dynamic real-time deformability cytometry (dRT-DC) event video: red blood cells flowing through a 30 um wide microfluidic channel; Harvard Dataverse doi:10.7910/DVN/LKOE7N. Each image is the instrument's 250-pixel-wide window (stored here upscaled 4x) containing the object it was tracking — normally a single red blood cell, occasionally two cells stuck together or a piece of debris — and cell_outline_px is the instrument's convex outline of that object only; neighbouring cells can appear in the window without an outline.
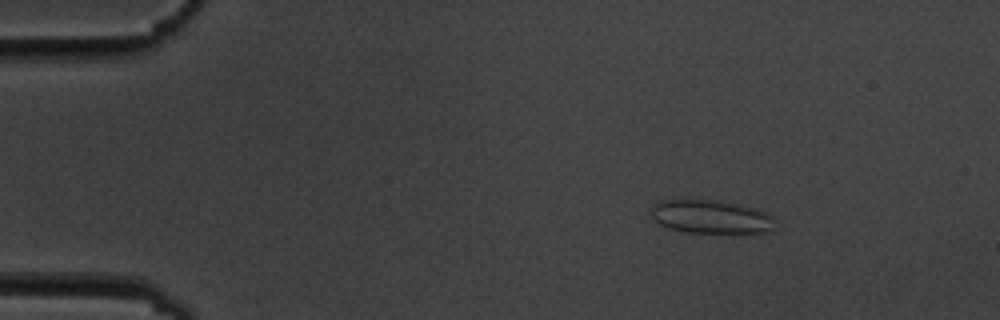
{"species": "common noctule bat (a hibernating species)", "species_latin": "Nyctalus noctula", "temperature_condition": "cold", "stored_images_in_passage": 5, "camera_frame_rate_fps": 3000, "um_per_image_px": 0.085, "animal": {"sex": "male", "body_mass_g": 19.5, "forearm_length_mm": 54.6}, "frame": {"image": 1, "passage_image": 2, "time_ms": 1.0, "image_size_px": [1000, 320], "cell_outline_px": [[772, 228], [764, 232], [684, 232], [668, 228], [660, 224], [652, 216], [652, 208], [660, 200], [716, 200], [736, 204], [752, 208], [764, 212], [772, 216]], "centroid_in_image_um": [60.37, 18.42], "position_along_channel_um": 24.6, "area_um2": 23.47}}